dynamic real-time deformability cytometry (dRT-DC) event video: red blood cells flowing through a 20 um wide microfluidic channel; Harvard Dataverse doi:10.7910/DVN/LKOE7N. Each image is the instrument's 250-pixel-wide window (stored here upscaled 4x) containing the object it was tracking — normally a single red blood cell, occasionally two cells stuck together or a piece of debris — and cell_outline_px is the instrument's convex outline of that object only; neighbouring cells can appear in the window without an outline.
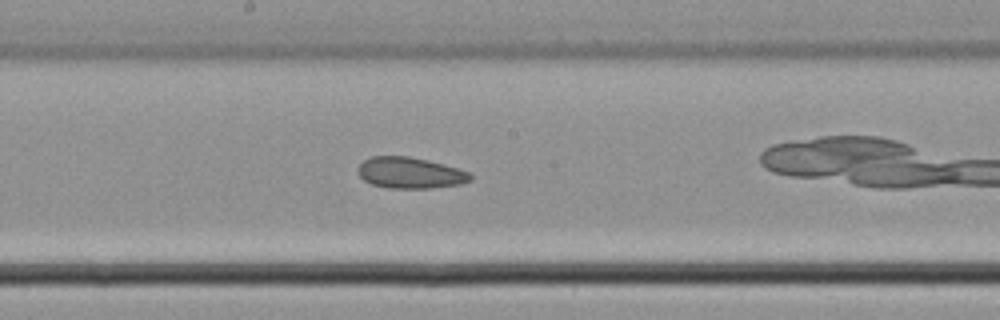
{"species": "common noctule bat (a hibernating species)", "species_latin": "Nyctalus noctula", "temperature_condition": "cold", "stored_images_in_passage": 27, "camera_frame_rate_fps": 3000, "um_per_image_px": 0.085, "animal": {"sex": "male", "body_mass_g": 21.5, "forearm_length_mm": 52.0}, "frame": {"image": 1, "passage_image": 8, "time_ms": 2.333, "image_size_px": [1000, 320], "cell_outline_px": [[472, 180], [460, 184], [432, 188], [388, 188], [372, 184], [364, 180], [360, 176], [356, 168], [364, 160], [372, 156], [408, 156], [428, 160], [472, 172]], "centroid_in_image_um": [34.87, 14.69], "position_along_channel_um": 213.3, "area_um2": 20.52}}
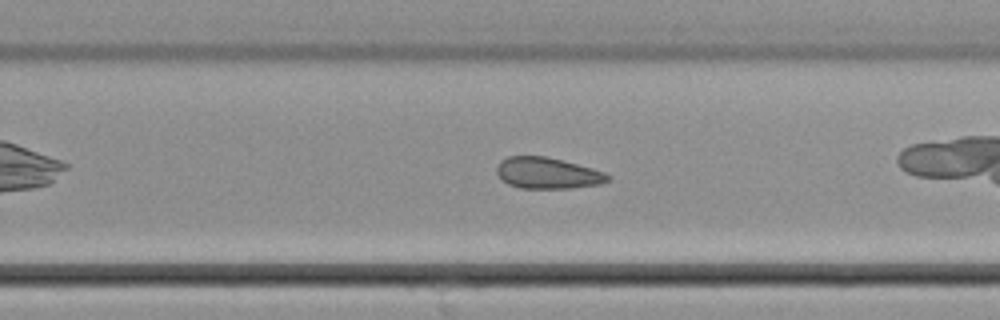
{"frame": {"image": 2, "passage_image": 12, "time_ms": 3.667, "image_size_px": [1000, 320], "cell_outline_px": [[608, 180], [600, 184], [572, 188], [520, 188], [508, 184], [500, 180], [496, 172], [496, 164], [500, 160], [508, 156], [544, 156], [592, 168], [604, 172], [608, 176]], "centroid_in_image_um": [46.45, 14.72], "position_along_channel_um": 283.3, "area_um2": 20.17}}